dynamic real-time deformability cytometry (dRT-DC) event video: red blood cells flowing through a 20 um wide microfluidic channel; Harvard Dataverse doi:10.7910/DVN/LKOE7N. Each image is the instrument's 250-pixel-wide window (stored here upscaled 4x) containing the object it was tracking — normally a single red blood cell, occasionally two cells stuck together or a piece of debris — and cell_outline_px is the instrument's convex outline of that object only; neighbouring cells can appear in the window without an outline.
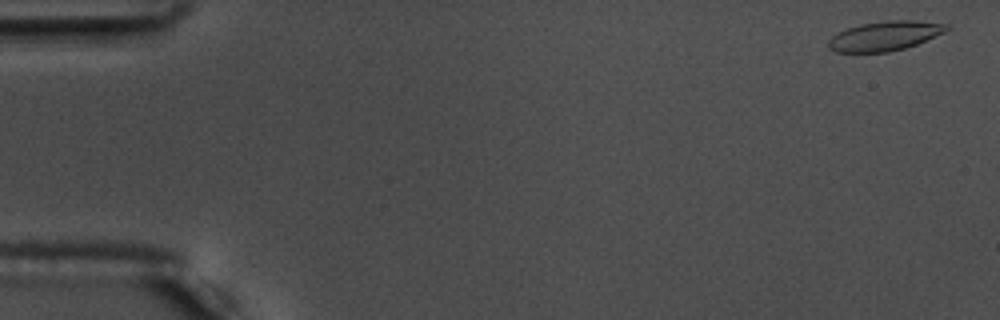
{"species": "common noctule bat (a hibernating species)", "species_latin": "Nyctalus noctula", "temperature_condition": "warm", "stored_images_in_passage": 52, "camera_frame_rate_fps": 3000, "um_per_image_px": 0.085, "animal": {"sex": "male", "body_mass_g": 17.5, "forearm_length_mm": 52.3}, "frame": {"image": 1, "passage_image": 2, "time_ms": 0.333, "image_size_px": [1000, 320], "cell_outline_px": [[952, 28], [944, 32], [916, 44], [904, 48], [888, 52], [836, 52], [828, 48], [828, 40], [836, 32], [860, 24], [888, 20], [912, 20], [948, 24]], "centroid_in_image_um": [75.19, 3.05], "position_along_channel_um": 9.8, "area_um2": 20.29}}
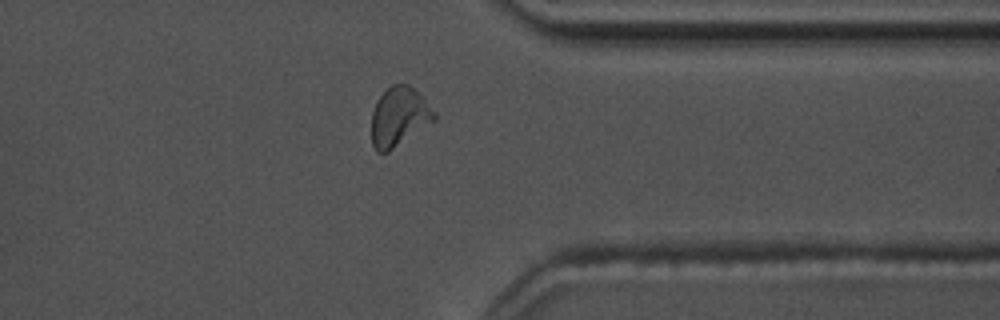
{"frame": {"image": 2, "passage_image": 44, "time_ms": 14.333, "image_size_px": [1000, 320], "cell_outline_px": [[436, 120], [388, 152], [376, 152], [372, 144], [372, 112], [376, 100], [392, 84], [408, 84], [416, 88], [436, 116]], "centroid_in_image_um": [33.9, 9.92], "position_along_channel_um": 377.5, "area_um2": 21.5}}
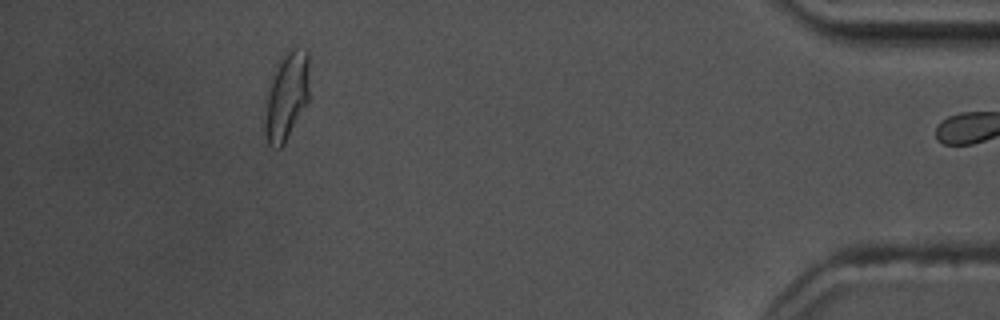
{"frame": {"image": 3, "passage_image": 51, "time_ms": 16.667, "image_size_px": [1000, 320], "cell_outline_px": [[308, 100], [284, 144], [280, 148], [276, 148], [268, 144], [264, 132], [264, 120], [268, 84], [272, 72], [284, 56], [292, 48], [304, 48], [308, 52]], "centroid_in_image_um": [24.33, 8.19], "position_along_channel_um": 410.9, "area_um2": 22.72}, "authors_computed_cell_mechanics": {"area_um2": 20.5768, "velocity_mm_per_s": 3.6838, "shape_relaxation_time_tau1_ms": 6.0847, "shape_relaxation_time_tau2_ms": 1.706, "deformation_change_tau1": 0.2005, "deformation_change_tau2": 0.096}}